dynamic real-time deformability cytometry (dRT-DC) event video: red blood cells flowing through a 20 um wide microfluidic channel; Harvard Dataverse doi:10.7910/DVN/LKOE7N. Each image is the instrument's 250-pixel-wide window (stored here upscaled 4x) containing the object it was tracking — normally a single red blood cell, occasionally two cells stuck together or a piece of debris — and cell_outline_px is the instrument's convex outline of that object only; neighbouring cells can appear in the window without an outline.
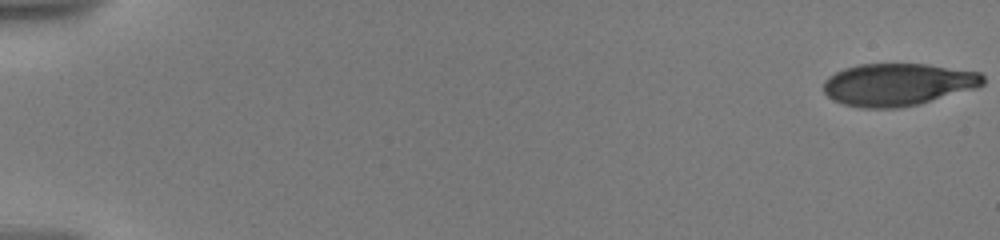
{"species": "human", "species_latin": "Homo sapiens", "temperature_condition": "warm", "stored_images_in_passage": 21, "camera_frame_rate_fps": 3000, "um_per_image_px": 0.085, "donor": {"sex": "male"}, "frame": {"image": 1, "passage_image": 1, "time_ms": 0.0, "image_size_px": [1000, 240], "cell_outline_px": [[984, 84], [976, 88], [920, 104], [900, 108], [860, 108], [844, 104], [832, 100], [824, 92], [824, 80], [828, 76], [844, 68], [860, 64], [928, 64], [980, 72], [984, 76]], "centroid_in_image_um": [76.31, 7.19], "position_along_channel_um": 8.7, "area_um2": 39.65}}
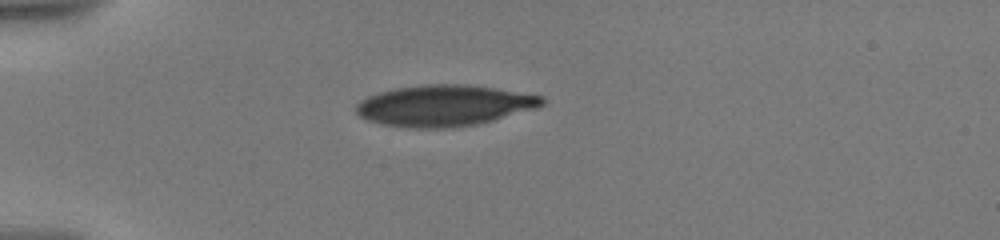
{"frame": {"image": 2, "passage_image": 15, "time_ms": 5.333, "image_size_px": [1000, 240], "cell_outline_px": [[544, 104], [540, 108], [480, 124], [444, 128], [408, 128], [384, 124], [368, 120], [360, 116], [356, 112], [356, 104], [360, 100], [368, 96], [380, 92], [396, 88], [428, 84], [468, 84], [544, 96]], "centroid_in_image_um": [37.81, 8.98], "position_along_channel_um": 47.2, "area_um2": 44.74}}
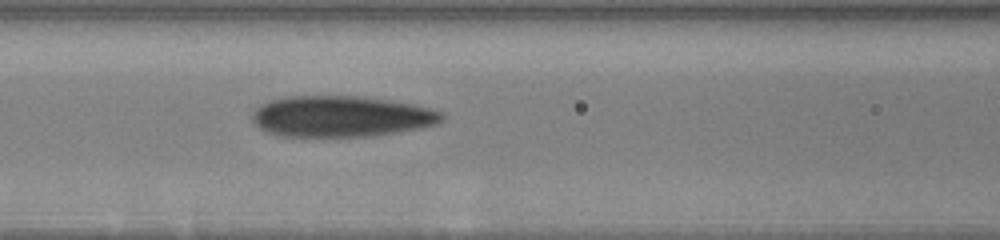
{"frame": {"image": 3, "passage_image": 21, "time_ms": 8.667, "image_size_px": [1000, 240], "cell_outline_px": [[444, 120], [440, 124], [424, 128], [372, 136], [284, 136], [264, 132], [252, 120], [252, 112], [260, 104], [268, 100], [288, 96], [360, 96], [392, 100], [412, 104], [444, 112]], "centroid_in_image_um": [29.03, 9.89], "position_along_channel_um": 137.6, "area_um2": 45.84}}